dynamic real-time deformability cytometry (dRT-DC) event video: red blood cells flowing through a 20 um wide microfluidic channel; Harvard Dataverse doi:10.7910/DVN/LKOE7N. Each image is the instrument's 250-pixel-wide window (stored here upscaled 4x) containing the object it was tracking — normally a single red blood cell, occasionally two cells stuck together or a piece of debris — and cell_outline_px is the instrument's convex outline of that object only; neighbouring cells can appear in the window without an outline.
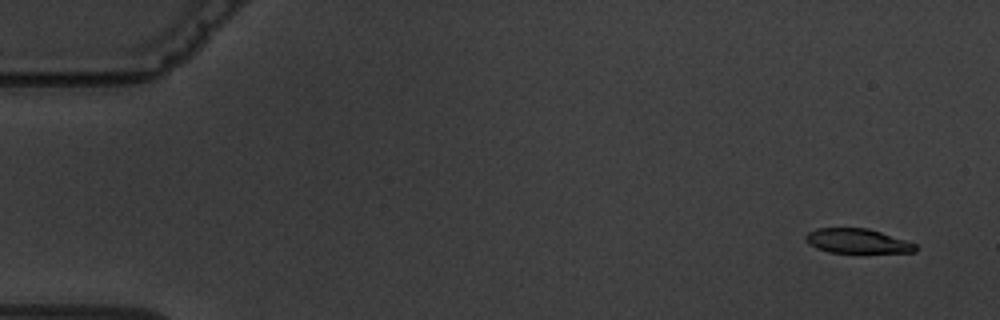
{"species": "common noctule bat (a hibernating species)", "species_latin": "Nyctalus noctula", "temperature_condition": "warm", "stored_images_in_passage": 6, "camera_frame_rate_fps": 3000, "um_per_image_px": 0.085, "animal": {"sex": "male", "body_mass_g": 19.5, "forearm_length_mm": 54.6}, "frame": {"image": 1, "passage_image": 2, "time_ms": 1.0, "image_size_px": [1000, 320], "cell_outline_px": [[916, 252], [828, 252], [816, 248], [808, 244], [804, 240], [804, 236], [808, 232], [816, 228], [868, 228], [916, 244]], "centroid_in_image_um": [72.79, 20.48], "position_along_channel_um": 12.2, "area_um2": 15.55}}
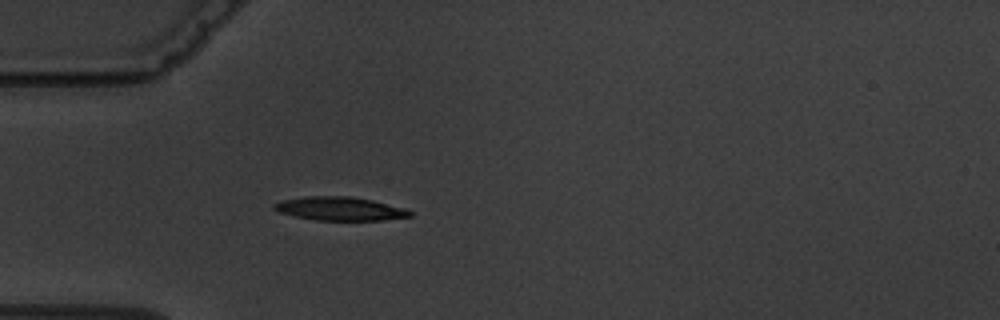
{"frame": {"image": 2, "passage_image": 6, "time_ms": 5.667, "image_size_px": [1000, 320], "cell_outline_px": [[412, 216], [384, 220], [316, 220], [296, 216], [280, 212], [272, 208], [272, 204], [284, 200], [304, 196], [352, 196], [372, 200], [404, 208], [412, 212]], "centroid_in_image_um": [28.89, 17.73], "position_along_channel_um": 56.1, "area_um2": 18.55}}